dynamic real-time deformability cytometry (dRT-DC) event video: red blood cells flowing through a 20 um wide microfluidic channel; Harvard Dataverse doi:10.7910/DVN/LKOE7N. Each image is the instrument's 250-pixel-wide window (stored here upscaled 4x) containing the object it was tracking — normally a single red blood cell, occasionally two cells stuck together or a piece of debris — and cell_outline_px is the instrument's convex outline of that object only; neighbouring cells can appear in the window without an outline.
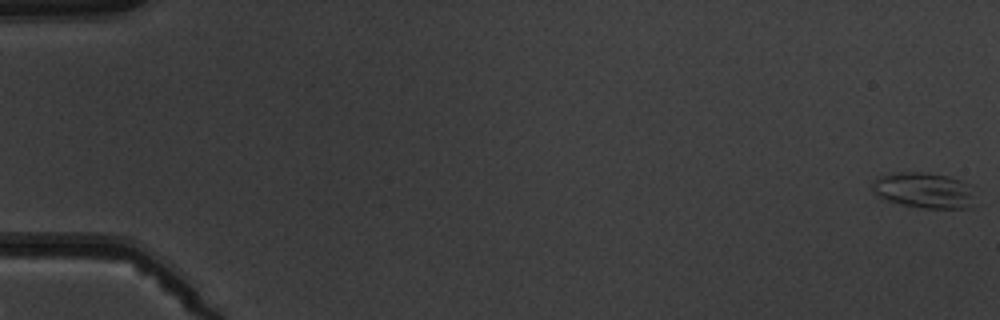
{"species": "common noctule bat (a hibernating species)", "species_latin": "Nyctalus noctula", "temperature_condition": "warm", "stored_images_in_passage": 6, "camera_frame_rate_fps": 3000, "um_per_image_px": 0.085, "animal": {"sex": "male", "body_mass_g": 19.5, "forearm_length_mm": 54.6}, "frame": {"image": 1, "passage_image": 1, "time_ms": 0.0, "image_size_px": [1000, 320], "cell_outline_px": [[972, 208], [924, 208], [904, 204], [888, 200], [880, 196], [872, 188], [872, 184], [880, 176], [892, 172], [924, 172], [948, 176], [972, 184]], "centroid_in_image_um": [78.58, 16.16], "position_along_channel_um": 6.4, "area_um2": 21.15}}
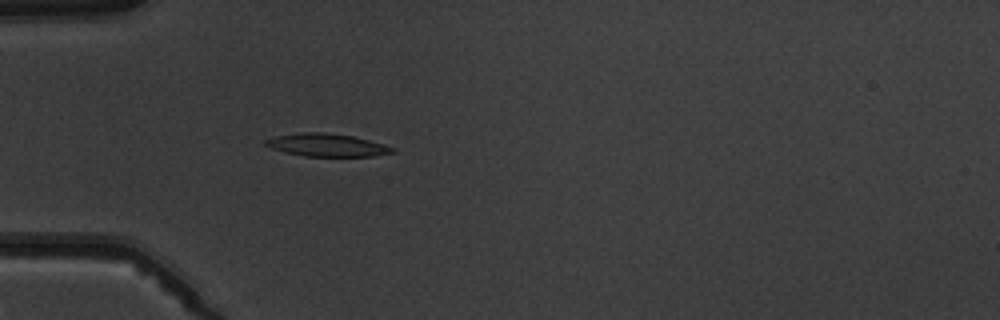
{"frame": {"image": 2, "passage_image": 6, "time_ms": 5.667, "image_size_px": [1000, 320], "cell_outline_px": [[396, 152], [376, 156], [304, 156], [284, 152], [272, 148], [264, 144], [264, 140], [272, 136], [304, 132], [324, 132], [352, 136], [384, 144], [396, 148]], "centroid_in_image_um": [27.79, 12.33], "position_along_channel_um": 57.2, "area_um2": 16.94}}